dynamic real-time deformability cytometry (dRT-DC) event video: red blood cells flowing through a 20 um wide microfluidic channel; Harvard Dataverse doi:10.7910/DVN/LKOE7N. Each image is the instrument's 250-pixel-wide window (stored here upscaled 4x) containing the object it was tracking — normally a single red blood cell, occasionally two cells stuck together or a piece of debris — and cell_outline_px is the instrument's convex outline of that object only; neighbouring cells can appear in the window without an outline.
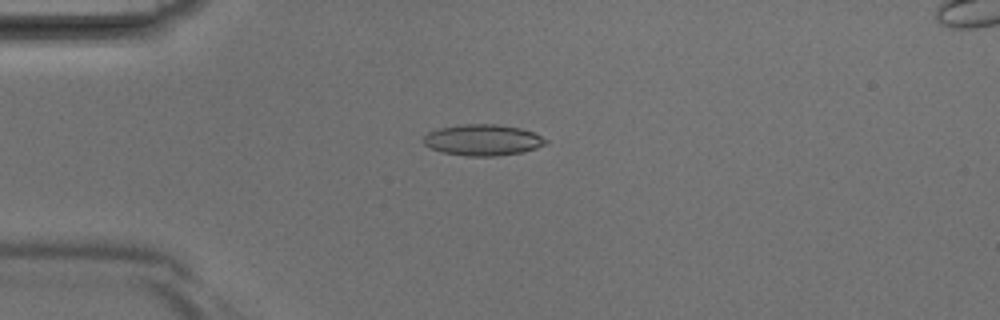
{"species": "Egyptian fruit bat (a non-hibernating species)", "species_latin": "Rousettus aegyptiacus", "temperature_condition": "room temperature", "stored_images_in_passage": 40, "camera_frame_rate_fps": 3000, "um_per_image_px": 0.085, "animal": {"sex": "male"}, "frame": {"image": 1, "passage_image": 10, "time_ms": 3.0, "image_size_px": [1000, 320], "cell_outline_px": [[548, 144], [524, 152], [496, 156], [464, 156], [444, 152], [432, 148], [424, 144], [424, 136], [428, 132], [440, 128], [464, 124], [496, 124], [520, 128], [532, 132], [548, 140]], "centroid_in_image_um": [41.07, 11.9], "position_along_channel_um": 43.9, "area_um2": 22.08}}
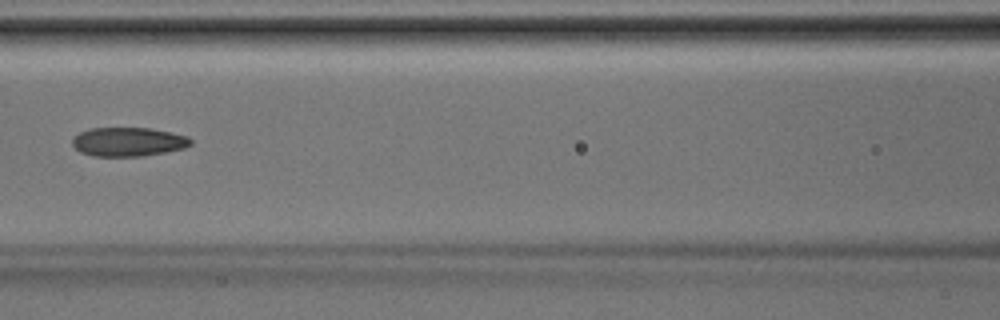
{"frame": {"image": 2, "passage_image": 18, "time_ms": 5.667, "image_size_px": [1000, 320], "cell_outline_px": [[192, 144], [184, 148], [144, 156], [92, 156], [80, 152], [72, 144], [72, 136], [88, 128], [148, 128], [172, 132], [188, 136], [192, 140]], "centroid_in_image_um": [10.89, 12.05], "position_along_channel_um": 155.7, "area_um2": 20.11}}
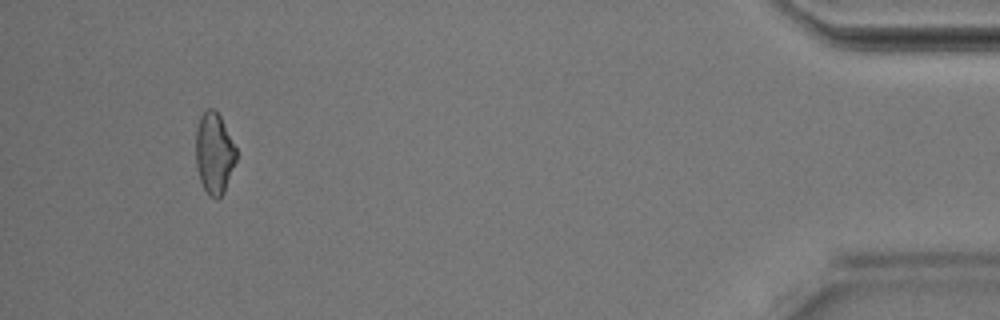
{"frame": {"image": 3, "passage_image": 38, "time_ms": 12.333, "image_size_px": [1000, 320], "cell_outline_px": [[236, 160], [224, 192], [216, 200], [208, 196], [200, 180], [196, 164], [196, 128], [200, 116], [208, 108], [212, 108], [220, 116], [236, 148]], "centroid_in_image_um": [18.19, 13.05], "position_along_channel_um": 417.0, "area_um2": 19.02}}